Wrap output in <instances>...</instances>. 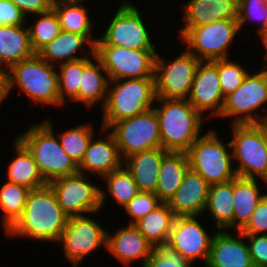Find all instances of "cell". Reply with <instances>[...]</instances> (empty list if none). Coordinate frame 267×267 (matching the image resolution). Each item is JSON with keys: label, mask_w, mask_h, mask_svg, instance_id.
I'll return each mask as SVG.
<instances>
[{"label": "cell", "mask_w": 267, "mask_h": 267, "mask_svg": "<svg viewBox=\"0 0 267 267\" xmlns=\"http://www.w3.org/2000/svg\"><path fill=\"white\" fill-rule=\"evenodd\" d=\"M68 218L47 184L30 190L22 215L4 234L33 242L58 243Z\"/></svg>", "instance_id": "6da1fadb"}, {"label": "cell", "mask_w": 267, "mask_h": 267, "mask_svg": "<svg viewBox=\"0 0 267 267\" xmlns=\"http://www.w3.org/2000/svg\"><path fill=\"white\" fill-rule=\"evenodd\" d=\"M154 110L159 119L162 148L166 151L186 152L202 135L206 120L187 99L156 97ZM203 130V131H202Z\"/></svg>", "instance_id": "7a4b0ae2"}, {"label": "cell", "mask_w": 267, "mask_h": 267, "mask_svg": "<svg viewBox=\"0 0 267 267\" xmlns=\"http://www.w3.org/2000/svg\"><path fill=\"white\" fill-rule=\"evenodd\" d=\"M17 138L31 152L44 181L49 182L79 172L78 165L62 149L50 117L30 124Z\"/></svg>", "instance_id": "3957f363"}, {"label": "cell", "mask_w": 267, "mask_h": 267, "mask_svg": "<svg viewBox=\"0 0 267 267\" xmlns=\"http://www.w3.org/2000/svg\"><path fill=\"white\" fill-rule=\"evenodd\" d=\"M154 78L111 80L107 100L102 108L101 127L109 129L115 122L134 117L154 107Z\"/></svg>", "instance_id": "277c9868"}, {"label": "cell", "mask_w": 267, "mask_h": 267, "mask_svg": "<svg viewBox=\"0 0 267 267\" xmlns=\"http://www.w3.org/2000/svg\"><path fill=\"white\" fill-rule=\"evenodd\" d=\"M15 87L31 104L60 107L57 68L38 54L9 68L10 95Z\"/></svg>", "instance_id": "5b68a950"}, {"label": "cell", "mask_w": 267, "mask_h": 267, "mask_svg": "<svg viewBox=\"0 0 267 267\" xmlns=\"http://www.w3.org/2000/svg\"><path fill=\"white\" fill-rule=\"evenodd\" d=\"M218 132L209 128L186 151L189 168L201 175L209 185L236 177L230 141L224 144Z\"/></svg>", "instance_id": "8992f818"}, {"label": "cell", "mask_w": 267, "mask_h": 267, "mask_svg": "<svg viewBox=\"0 0 267 267\" xmlns=\"http://www.w3.org/2000/svg\"><path fill=\"white\" fill-rule=\"evenodd\" d=\"M259 69L250 70L243 83L225 97L218 119L231 118V125L256 124L267 119V68L263 65Z\"/></svg>", "instance_id": "52a82bcc"}, {"label": "cell", "mask_w": 267, "mask_h": 267, "mask_svg": "<svg viewBox=\"0 0 267 267\" xmlns=\"http://www.w3.org/2000/svg\"><path fill=\"white\" fill-rule=\"evenodd\" d=\"M179 40L200 61L227 59L231 44L240 33L237 19L209 22L198 27L178 29Z\"/></svg>", "instance_id": "ba28073f"}, {"label": "cell", "mask_w": 267, "mask_h": 267, "mask_svg": "<svg viewBox=\"0 0 267 267\" xmlns=\"http://www.w3.org/2000/svg\"><path fill=\"white\" fill-rule=\"evenodd\" d=\"M131 0L119 3L116 13L107 22L103 34L95 45H115L136 50H156L148 26L142 17V12Z\"/></svg>", "instance_id": "9c48e42d"}, {"label": "cell", "mask_w": 267, "mask_h": 267, "mask_svg": "<svg viewBox=\"0 0 267 267\" xmlns=\"http://www.w3.org/2000/svg\"><path fill=\"white\" fill-rule=\"evenodd\" d=\"M231 126L230 144L236 176L260 178L267 187V151L259 129L254 124Z\"/></svg>", "instance_id": "30bf717a"}, {"label": "cell", "mask_w": 267, "mask_h": 267, "mask_svg": "<svg viewBox=\"0 0 267 267\" xmlns=\"http://www.w3.org/2000/svg\"><path fill=\"white\" fill-rule=\"evenodd\" d=\"M98 213L68 218L58 244L62 245L64 259L71 266L79 267L91 253L103 247L106 249L108 230L99 224L98 219L94 220L93 215Z\"/></svg>", "instance_id": "8fae6325"}, {"label": "cell", "mask_w": 267, "mask_h": 267, "mask_svg": "<svg viewBox=\"0 0 267 267\" xmlns=\"http://www.w3.org/2000/svg\"><path fill=\"white\" fill-rule=\"evenodd\" d=\"M109 81L130 78H154L158 50H136L115 45H95Z\"/></svg>", "instance_id": "7c38bea8"}, {"label": "cell", "mask_w": 267, "mask_h": 267, "mask_svg": "<svg viewBox=\"0 0 267 267\" xmlns=\"http://www.w3.org/2000/svg\"><path fill=\"white\" fill-rule=\"evenodd\" d=\"M170 62L157 51L155 58V93L164 99H187L200 60L186 49Z\"/></svg>", "instance_id": "4fadbf2b"}, {"label": "cell", "mask_w": 267, "mask_h": 267, "mask_svg": "<svg viewBox=\"0 0 267 267\" xmlns=\"http://www.w3.org/2000/svg\"><path fill=\"white\" fill-rule=\"evenodd\" d=\"M108 130L114 135L123 160L134 153L162 147L154 108L115 122Z\"/></svg>", "instance_id": "5bb4252c"}, {"label": "cell", "mask_w": 267, "mask_h": 267, "mask_svg": "<svg viewBox=\"0 0 267 267\" xmlns=\"http://www.w3.org/2000/svg\"><path fill=\"white\" fill-rule=\"evenodd\" d=\"M88 175L77 172L48 183L57 202L68 217L101 212V188ZM97 185V186H96Z\"/></svg>", "instance_id": "9a60e30c"}, {"label": "cell", "mask_w": 267, "mask_h": 267, "mask_svg": "<svg viewBox=\"0 0 267 267\" xmlns=\"http://www.w3.org/2000/svg\"><path fill=\"white\" fill-rule=\"evenodd\" d=\"M200 221V216L176 217L167 241V245L181 253L192 266L198 261L205 266L217 231L209 233Z\"/></svg>", "instance_id": "2e32d148"}, {"label": "cell", "mask_w": 267, "mask_h": 267, "mask_svg": "<svg viewBox=\"0 0 267 267\" xmlns=\"http://www.w3.org/2000/svg\"><path fill=\"white\" fill-rule=\"evenodd\" d=\"M187 100L207 119L220 116L225 98L220 87L218 59L200 61Z\"/></svg>", "instance_id": "e0dca14e"}, {"label": "cell", "mask_w": 267, "mask_h": 267, "mask_svg": "<svg viewBox=\"0 0 267 267\" xmlns=\"http://www.w3.org/2000/svg\"><path fill=\"white\" fill-rule=\"evenodd\" d=\"M99 127L100 131L97 134L100 136L96 134L92 137L78 169L81 173L102 179L105 175L121 168L124 160L114 135L108 129Z\"/></svg>", "instance_id": "ac0fdd59"}, {"label": "cell", "mask_w": 267, "mask_h": 267, "mask_svg": "<svg viewBox=\"0 0 267 267\" xmlns=\"http://www.w3.org/2000/svg\"><path fill=\"white\" fill-rule=\"evenodd\" d=\"M106 250L123 267H130L135 261H141L139 263L143 267L154 247L134 224H127L126 227L120 226L115 233L107 231Z\"/></svg>", "instance_id": "d6986e66"}, {"label": "cell", "mask_w": 267, "mask_h": 267, "mask_svg": "<svg viewBox=\"0 0 267 267\" xmlns=\"http://www.w3.org/2000/svg\"><path fill=\"white\" fill-rule=\"evenodd\" d=\"M234 232L216 231L204 267H254L245 235Z\"/></svg>", "instance_id": "ffe728a7"}, {"label": "cell", "mask_w": 267, "mask_h": 267, "mask_svg": "<svg viewBox=\"0 0 267 267\" xmlns=\"http://www.w3.org/2000/svg\"><path fill=\"white\" fill-rule=\"evenodd\" d=\"M209 186L201 175L189 168L181 185L167 204L176 217H202L207 204Z\"/></svg>", "instance_id": "44dd1931"}, {"label": "cell", "mask_w": 267, "mask_h": 267, "mask_svg": "<svg viewBox=\"0 0 267 267\" xmlns=\"http://www.w3.org/2000/svg\"><path fill=\"white\" fill-rule=\"evenodd\" d=\"M94 51V45L84 35L61 31L37 54L50 65L57 67L63 63L88 58Z\"/></svg>", "instance_id": "7402d4cb"}, {"label": "cell", "mask_w": 267, "mask_h": 267, "mask_svg": "<svg viewBox=\"0 0 267 267\" xmlns=\"http://www.w3.org/2000/svg\"><path fill=\"white\" fill-rule=\"evenodd\" d=\"M182 27H198L224 19H238V0H189L180 4Z\"/></svg>", "instance_id": "603a6c76"}, {"label": "cell", "mask_w": 267, "mask_h": 267, "mask_svg": "<svg viewBox=\"0 0 267 267\" xmlns=\"http://www.w3.org/2000/svg\"><path fill=\"white\" fill-rule=\"evenodd\" d=\"M109 78L102 62L95 52L88 58H83V74L79 85V105L92 109L99 103L101 109L107 100Z\"/></svg>", "instance_id": "cb8c5ba5"}, {"label": "cell", "mask_w": 267, "mask_h": 267, "mask_svg": "<svg viewBox=\"0 0 267 267\" xmlns=\"http://www.w3.org/2000/svg\"><path fill=\"white\" fill-rule=\"evenodd\" d=\"M167 152L162 147H158L134 153L124 159L123 165L132 175L140 192L156 194L160 165Z\"/></svg>", "instance_id": "d4e9b609"}, {"label": "cell", "mask_w": 267, "mask_h": 267, "mask_svg": "<svg viewBox=\"0 0 267 267\" xmlns=\"http://www.w3.org/2000/svg\"><path fill=\"white\" fill-rule=\"evenodd\" d=\"M261 187L259 179L238 176L233 179V231H240L248 223L258 202L266 194L261 193Z\"/></svg>", "instance_id": "484cf974"}, {"label": "cell", "mask_w": 267, "mask_h": 267, "mask_svg": "<svg viewBox=\"0 0 267 267\" xmlns=\"http://www.w3.org/2000/svg\"><path fill=\"white\" fill-rule=\"evenodd\" d=\"M15 156L6 167L5 181L16 183L32 189H39L47 185L41 176L31 152L16 137L13 142Z\"/></svg>", "instance_id": "4316f807"}, {"label": "cell", "mask_w": 267, "mask_h": 267, "mask_svg": "<svg viewBox=\"0 0 267 267\" xmlns=\"http://www.w3.org/2000/svg\"><path fill=\"white\" fill-rule=\"evenodd\" d=\"M188 169L186 152L168 151L163 156L156 189V195L162 203H168L174 196Z\"/></svg>", "instance_id": "83f0119b"}, {"label": "cell", "mask_w": 267, "mask_h": 267, "mask_svg": "<svg viewBox=\"0 0 267 267\" xmlns=\"http://www.w3.org/2000/svg\"><path fill=\"white\" fill-rule=\"evenodd\" d=\"M34 54L28 25L0 26V65L9 69Z\"/></svg>", "instance_id": "f1b7e54d"}, {"label": "cell", "mask_w": 267, "mask_h": 267, "mask_svg": "<svg viewBox=\"0 0 267 267\" xmlns=\"http://www.w3.org/2000/svg\"><path fill=\"white\" fill-rule=\"evenodd\" d=\"M204 213L211 216L217 230H232L234 215L233 179L209 186L207 204Z\"/></svg>", "instance_id": "f546056e"}, {"label": "cell", "mask_w": 267, "mask_h": 267, "mask_svg": "<svg viewBox=\"0 0 267 267\" xmlns=\"http://www.w3.org/2000/svg\"><path fill=\"white\" fill-rule=\"evenodd\" d=\"M86 2L53 3V10L58 16L61 31H67L84 35L94 46L98 37L93 38L94 33L92 14L84 4Z\"/></svg>", "instance_id": "4dcf8cb0"}, {"label": "cell", "mask_w": 267, "mask_h": 267, "mask_svg": "<svg viewBox=\"0 0 267 267\" xmlns=\"http://www.w3.org/2000/svg\"><path fill=\"white\" fill-rule=\"evenodd\" d=\"M175 218L176 216L169 205L167 203H161L134 225L155 248L158 245L167 244Z\"/></svg>", "instance_id": "1f68e13d"}, {"label": "cell", "mask_w": 267, "mask_h": 267, "mask_svg": "<svg viewBox=\"0 0 267 267\" xmlns=\"http://www.w3.org/2000/svg\"><path fill=\"white\" fill-rule=\"evenodd\" d=\"M106 182L104 190L101 188V210L105 209L108 195L118 206H126L139 192V188L130 172L123 165L102 178ZM104 206V207H103Z\"/></svg>", "instance_id": "d6a6232c"}, {"label": "cell", "mask_w": 267, "mask_h": 267, "mask_svg": "<svg viewBox=\"0 0 267 267\" xmlns=\"http://www.w3.org/2000/svg\"><path fill=\"white\" fill-rule=\"evenodd\" d=\"M0 185V225L4 233L22 215L30 189L8 181Z\"/></svg>", "instance_id": "836d02e7"}, {"label": "cell", "mask_w": 267, "mask_h": 267, "mask_svg": "<svg viewBox=\"0 0 267 267\" xmlns=\"http://www.w3.org/2000/svg\"><path fill=\"white\" fill-rule=\"evenodd\" d=\"M94 125L91 122L74 125L66 130L57 131L63 151L70 156L77 165L82 161L85 151L92 137L96 135ZM94 130V131H93ZM61 132V133H60Z\"/></svg>", "instance_id": "e575fe53"}, {"label": "cell", "mask_w": 267, "mask_h": 267, "mask_svg": "<svg viewBox=\"0 0 267 267\" xmlns=\"http://www.w3.org/2000/svg\"><path fill=\"white\" fill-rule=\"evenodd\" d=\"M34 16L33 22L27 21L32 50L37 54L44 46L50 43L61 32L57 14L53 9Z\"/></svg>", "instance_id": "d590c367"}, {"label": "cell", "mask_w": 267, "mask_h": 267, "mask_svg": "<svg viewBox=\"0 0 267 267\" xmlns=\"http://www.w3.org/2000/svg\"><path fill=\"white\" fill-rule=\"evenodd\" d=\"M58 90L60 97V108L66 102L79 103V88L83 74V59L63 63L57 66Z\"/></svg>", "instance_id": "8d00e7d4"}, {"label": "cell", "mask_w": 267, "mask_h": 267, "mask_svg": "<svg viewBox=\"0 0 267 267\" xmlns=\"http://www.w3.org/2000/svg\"><path fill=\"white\" fill-rule=\"evenodd\" d=\"M243 65L236 60H230V58L218 59V75L224 98L243 83L244 78L250 71V69L247 70Z\"/></svg>", "instance_id": "74e56055"}, {"label": "cell", "mask_w": 267, "mask_h": 267, "mask_svg": "<svg viewBox=\"0 0 267 267\" xmlns=\"http://www.w3.org/2000/svg\"><path fill=\"white\" fill-rule=\"evenodd\" d=\"M238 25L239 31L242 33L244 26L248 22L258 23L256 29L253 30L256 35L267 24V3L262 0H238Z\"/></svg>", "instance_id": "f35d334b"}, {"label": "cell", "mask_w": 267, "mask_h": 267, "mask_svg": "<svg viewBox=\"0 0 267 267\" xmlns=\"http://www.w3.org/2000/svg\"><path fill=\"white\" fill-rule=\"evenodd\" d=\"M143 267H193L191 263L178 251L167 244L154 248Z\"/></svg>", "instance_id": "ab89813d"}, {"label": "cell", "mask_w": 267, "mask_h": 267, "mask_svg": "<svg viewBox=\"0 0 267 267\" xmlns=\"http://www.w3.org/2000/svg\"><path fill=\"white\" fill-rule=\"evenodd\" d=\"M162 202L155 193L139 192L123 210L128 214V224H135L141 218L148 215L152 210L158 207Z\"/></svg>", "instance_id": "60d3db41"}, {"label": "cell", "mask_w": 267, "mask_h": 267, "mask_svg": "<svg viewBox=\"0 0 267 267\" xmlns=\"http://www.w3.org/2000/svg\"><path fill=\"white\" fill-rule=\"evenodd\" d=\"M240 232L251 235H267V191Z\"/></svg>", "instance_id": "b9f144b4"}, {"label": "cell", "mask_w": 267, "mask_h": 267, "mask_svg": "<svg viewBox=\"0 0 267 267\" xmlns=\"http://www.w3.org/2000/svg\"><path fill=\"white\" fill-rule=\"evenodd\" d=\"M244 235L254 267H267V235Z\"/></svg>", "instance_id": "7bdbcfd3"}, {"label": "cell", "mask_w": 267, "mask_h": 267, "mask_svg": "<svg viewBox=\"0 0 267 267\" xmlns=\"http://www.w3.org/2000/svg\"><path fill=\"white\" fill-rule=\"evenodd\" d=\"M27 19L11 0H0V26L27 25Z\"/></svg>", "instance_id": "ee69618b"}, {"label": "cell", "mask_w": 267, "mask_h": 267, "mask_svg": "<svg viewBox=\"0 0 267 267\" xmlns=\"http://www.w3.org/2000/svg\"><path fill=\"white\" fill-rule=\"evenodd\" d=\"M16 4L19 9L22 11V14L27 18H30V15L38 13H44L50 11L53 8L52 0H11ZM29 17V18H28Z\"/></svg>", "instance_id": "f6af8a7d"}, {"label": "cell", "mask_w": 267, "mask_h": 267, "mask_svg": "<svg viewBox=\"0 0 267 267\" xmlns=\"http://www.w3.org/2000/svg\"><path fill=\"white\" fill-rule=\"evenodd\" d=\"M9 69L0 65V106L6 100H9Z\"/></svg>", "instance_id": "bcb514c9"}, {"label": "cell", "mask_w": 267, "mask_h": 267, "mask_svg": "<svg viewBox=\"0 0 267 267\" xmlns=\"http://www.w3.org/2000/svg\"><path fill=\"white\" fill-rule=\"evenodd\" d=\"M254 125L259 129L267 151V120H261Z\"/></svg>", "instance_id": "7dc6e473"}, {"label": "cell", "mask_w": 267, "mask_h": 267, "mask_svg": "<svg viewBox=\"0 0 267 267\" xmlns=\"http://www.w3.org/2000/svg\"><path fill=\"white\" fill-rule=\"evenodd\" d=\"M257 35H258L257 38L260 37V38H258V39L261 41V43H262V45H263V50H264V52H265L264 57L266 58V57H267V24H266V26L259 32V34H257Z\"/></svg>", "instance_id": "c3c4849f"}, {"label": "cell", "mask_w": 267, "mask_h": 267, "mask_svg": "<svg viewBox=\"0 0 267 267\" xmlns=\"http://www.w3.org/2000/svg\"><path fill=\"white\" fill-rule=\"evenodd\" d=\"M53 3L87 2L90 0H52Z\"/></svg>", "instance_id": "681fc988"}, {"label": "cell", "mask_w": 267, "mask_h": 267, "mask_svg": "<svg viewBox=\"0 0 267 267\" xmlns=\"http://www.w3.org/2000/svg\"><path fill=\"white\" fill-rule=\"evenodd\" d=\"M264 59H265L264 62L266 61V62L264 63V64H265L264 66L267 68V57L264 58Z\"/></svg>", "instance_id": "f907efd6"}]
</instances>
